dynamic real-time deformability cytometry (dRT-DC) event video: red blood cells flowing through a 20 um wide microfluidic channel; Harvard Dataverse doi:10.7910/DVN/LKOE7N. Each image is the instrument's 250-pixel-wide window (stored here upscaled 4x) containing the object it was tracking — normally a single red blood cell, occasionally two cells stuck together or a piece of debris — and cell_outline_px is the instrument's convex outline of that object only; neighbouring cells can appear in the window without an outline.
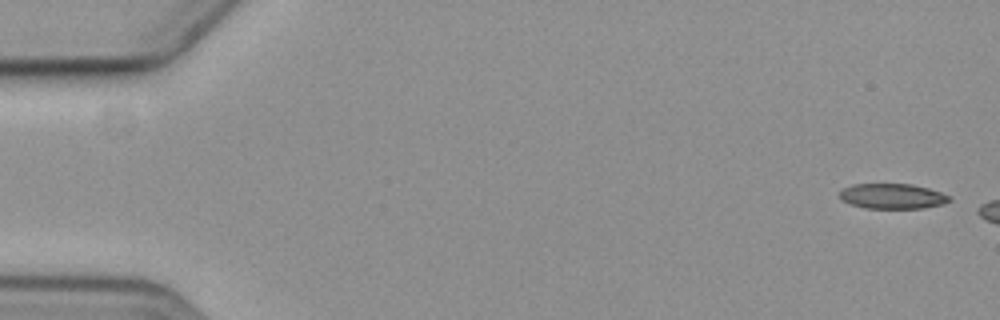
{"species": "common noctule bat (a hibernating species)", "species_latin": "Nyctalus noctula", "temperature_condition": "cold", "stored_images_in_passage": 6, "camera_frame_rate_fps": 3000, "um_per_image_px": 0.085, "animal": {"sex": "female", "body_mass_g": 19.3, "forearm_length_mm": 54.1}, "frame": {"image": 1, "passage_image": 6, "time_ms": 6.667, "image_size_px": [1000, 320], "cell_outline_px": [[952, 200], [940, 204], [924, 208], [864, 208], [852, 204], [844, 200], [840, 196], [840, 192], [844, 188], [852, 184], [912, 184], [928, 188], [940, 192], [948, 196]], "centroid_in_image_um": [75.85, 16.67], "position_along_channel_um": 9.1, "area_um2": 15.84}}